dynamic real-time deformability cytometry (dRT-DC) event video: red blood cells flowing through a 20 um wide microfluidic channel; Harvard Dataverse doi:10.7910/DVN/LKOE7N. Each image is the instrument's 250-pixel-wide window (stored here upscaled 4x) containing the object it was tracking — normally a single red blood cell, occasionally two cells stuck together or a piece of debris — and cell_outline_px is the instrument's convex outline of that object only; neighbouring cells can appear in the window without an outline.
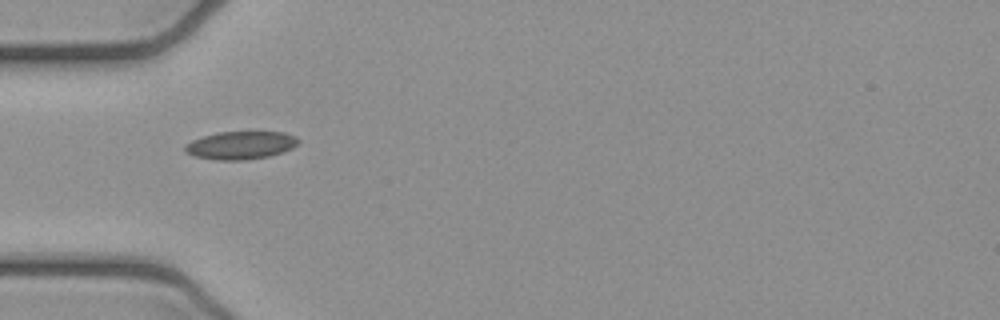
{"species": "common noctule bat (a hibernating species)", "species_latin": "Nyctalus noctula", "temperature_condition": "cold", "stored_images_in_passage": 3, "camera_frame_rate_fps": 3000, "um_per_image_px": 0.085, "animal": {"sex": "female", "body_mass_g": 21.9}, "frame": {"image": 1, "passage_image": 1, "time_ms": 0.0, "image_size_px": [1000, 320], "cell_outline_px": [[300, 140], [292, 148], [284, 152], [268, 156], [244, 160], [220, 160], [196, 156], [184, 152], [184, 144], [192, 140], [216, 132], [284, 132], [296, 136]], "centroid_in_image_um": [20.46, 12.34], "position_along_channel_um": 64.5, "area_um2": 18.44}}
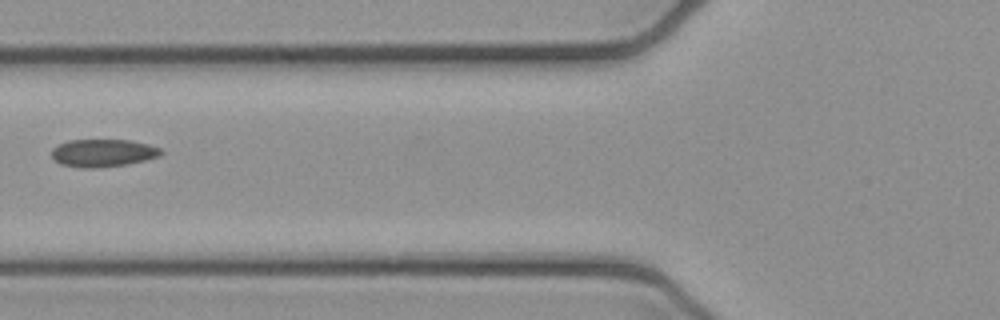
{"frame": {"image": 2, "passage_image": 2, "time_ms": 0.333, "image_size_px": [1000, 320], "cell_outline_px": [[164, 152], [160, 156], [128, 164], [100, 168], [80, 168], [60, 164], [52, 156], [52, 148], [68, 140], [132, 140], [148, 144], [160, 148]], "centroid_in_image_um": [8.77, 13.01], "position_along_channel_um": 117.0, "area_um2": 17.74}}
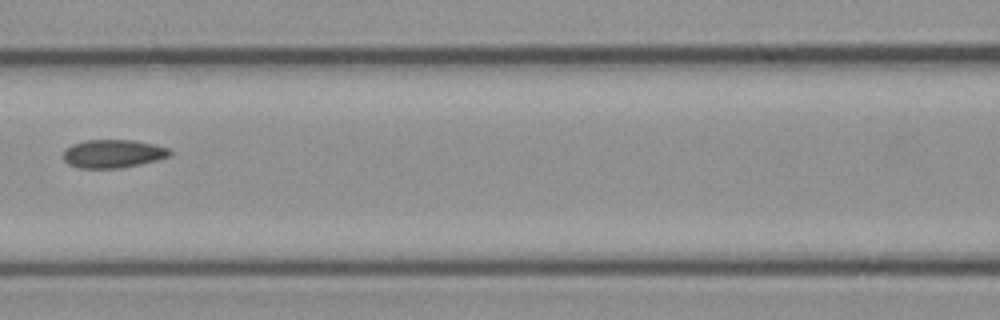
{"frame": {"image": 3, "passage_image": 3, "time_ms": 0.667, "image_size_px": [1000, 320], "cell_outline_px": [[172, 152], [168, 156], [156, 160], [124, 168], [76, 168], [68, 164], [64, 160], [64, 148], [72, 144], [84, 140], [132, 140], [152, 144], [168, 148]], "centroid_in_image_um": [9.55, 13.07], "position_along_channel_um": 157.0, "area_um2": 17.57}}